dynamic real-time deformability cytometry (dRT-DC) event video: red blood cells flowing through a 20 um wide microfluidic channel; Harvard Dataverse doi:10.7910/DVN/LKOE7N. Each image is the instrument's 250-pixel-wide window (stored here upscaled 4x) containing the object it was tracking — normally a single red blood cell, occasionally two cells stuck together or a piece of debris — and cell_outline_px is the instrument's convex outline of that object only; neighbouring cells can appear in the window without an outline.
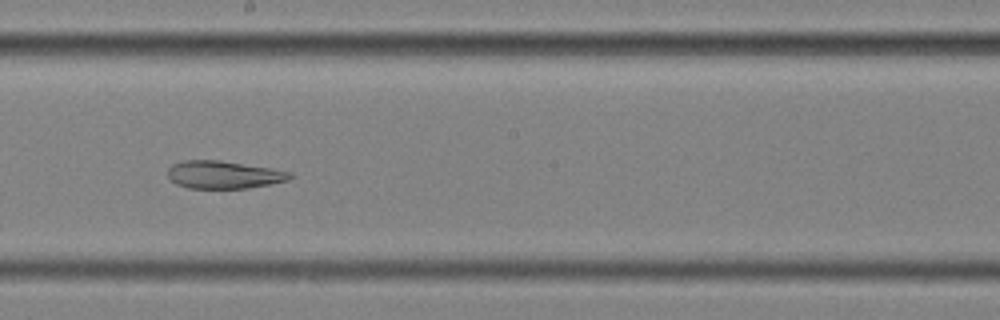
{"species": "common noctule bat (a hibernating species)", "species_latin": "Nyctalus noctula", "temperature_condition": "cold", "stored_images_in_passage": 58, "segment_of_instrument_passage": [2, 2], "camera_frame_rate_fps": 3000, "um_per_image_px": 0.085, "animal": {"sex": "female", "body_mass_g": 25.1}, "frame": {"image": 1, "passage_image": 33, "time_ms": 10.667, "image_size_px": [1000, 320], "cell_outline_px": [[292, 176], [288, 180], [248, 188], [188, 188], [176, 184], [168, 176], [168, 168], [172, 164], [184, 160], [220, 160], [272, 168], [292, 172]], "centroid_in_image_um": [19.0, 14.84], "position_along_channel_um": 229.2, "area_um2": 19.71}}
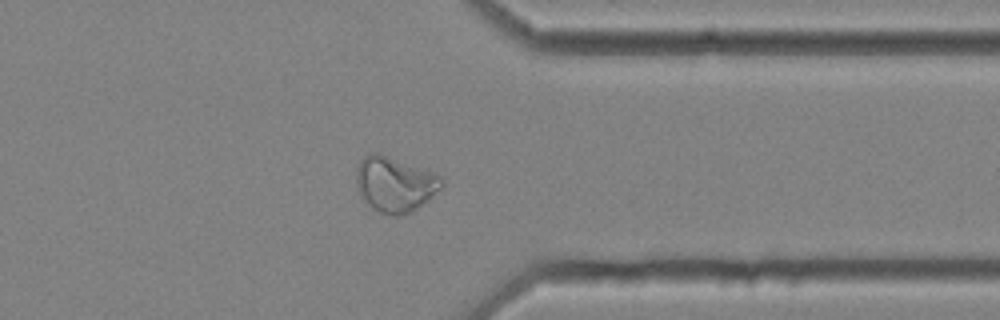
{"frame": {"image": 2, "passage_image": 46, "time_ms": 15.0, "image_size_px": [1000, 320], "cell_outline_px": [[444, 184], [432, 196], [416, 208], [400, 216], [392, 216], [380, 212], [372, 208], [360, 196], [356, 180], [356, 168], [360, 160], [368, 152], [380, 152], [444, 176]], "centroid_in_image_um": [33.55, 15.62], "position_along_channel_um": 377.9, "area_um2": 27.69}}
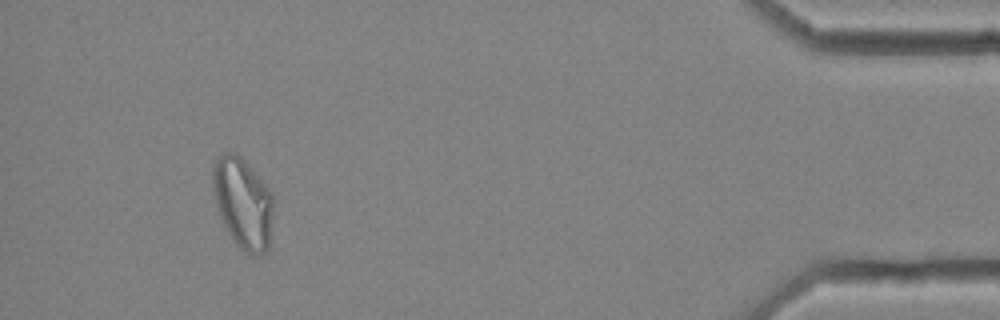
{"frame": {"image": 3, "passage_image": 54, "time_ms": 17.667, "image_size_px": [1000, 320], "cell_outline_px": [[272, 216], [268, 248], [260, 256], [252, 256], [240, 248], [236, 244], [228, 232], [220, 216], [216, 204], [212, 188], [212, 168], [216, 160], [224, 152], [236, 152], [240, 156], [272, 192]], "centroid_in_image_um": [20.63, 17.26], "position_along_channel_um": 414.6, "area_um2": 31.85}}